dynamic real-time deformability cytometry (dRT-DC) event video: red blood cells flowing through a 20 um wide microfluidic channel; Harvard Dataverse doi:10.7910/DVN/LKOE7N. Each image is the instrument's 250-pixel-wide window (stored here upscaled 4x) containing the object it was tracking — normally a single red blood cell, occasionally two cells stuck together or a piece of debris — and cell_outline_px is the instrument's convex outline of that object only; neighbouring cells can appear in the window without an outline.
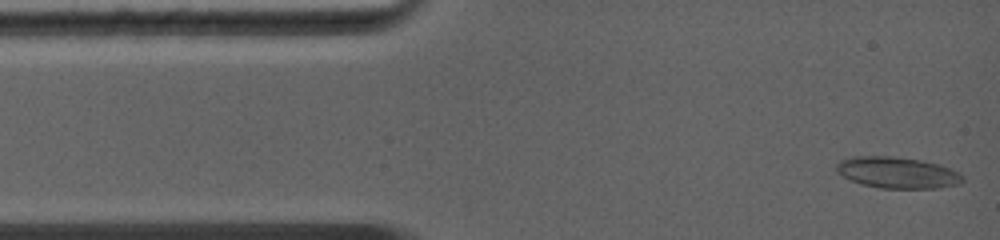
{"species": "common noctule bat (a hibernating species)", "species_latin": "Nyctalus noctula", "temperature_condition": "warm", "stored_images_in_passage": 60, "camera_frame_rate_fps": 5000, "um_per_image_px": 0.085, "animal": {"sex": "female", "body_mass_g": 19.0, "forearm_length_mm": 56.7}, "frame": {"image": 1, "passage_image": 1, "time_ms": 0.0, "image_size_px": [1000, 240], "cell_outline_px": [[964, 180], [960, 184], [936, 188], [880, 188], [864, 184], [852, 180], [836, 172], [836, 164], [840, 160], [852, 156], [892, 156], [920, 160], [940, 164], [960, 172], [964, 176]], "centroid_in_image_um": [76.31, 14.66], "position_along_channel_um": 8.7, "area_um2": 23.06}}
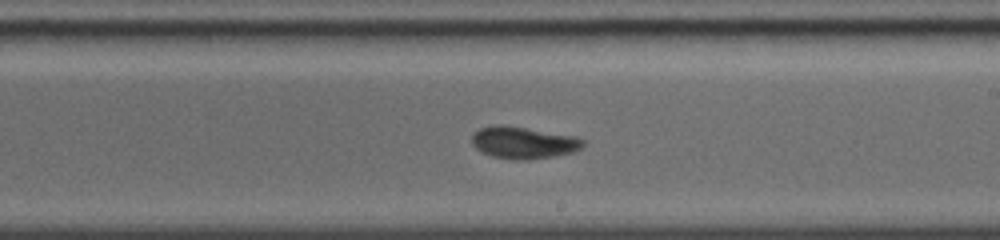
{"frame": {"image": 2, "passage_image": 32, "time_ms": 6.8, "image_size_px": [1000, 240], "cell_outline_px": [[584, 144], [580, 148], [572, 152], [552, 156], [528, 160], [516, 160], [492, 156], [476, 148], [472, 144], [472, 132], [480, 128], [492, 124], [504, 124], [576, 136], [584, 140]], "centroid_in_image_um": [44.46, 12.1], "position_along_channel_um": 244.5, "area_um2": 20.81}}
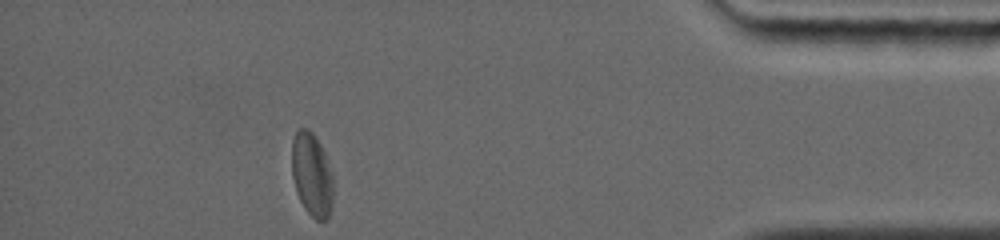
{"frame": {"image": 3, "passage_image": 59, "time_ms": 11.6, "image_size_px": [1000, 240], "cell_outline_px": [[332, 208], [328, 216], [324, 220], [316, 220], [304, 208], [296, 192], [292, 176], [292, 140], [296, 128], [308, 128], [312, 132], [320, 144], [324, 152], [332, 172]], "centroid_in_image_um": [26.49, 14.82], "position_along_channel_um": 408.7, "area_um2": 20.23}, "authors_computed_cell_mechanics": {"area_um2": 20.5768, "velocity_mm_per_s": 4.4456, "shape_relaxation_time_tau1_ms": 5.8858, "shape_relaxation_time_tau2_ms": 2.8149, "deformation_change_tau1": 0.1334, "deformation_change_tau2": 0.0759}}